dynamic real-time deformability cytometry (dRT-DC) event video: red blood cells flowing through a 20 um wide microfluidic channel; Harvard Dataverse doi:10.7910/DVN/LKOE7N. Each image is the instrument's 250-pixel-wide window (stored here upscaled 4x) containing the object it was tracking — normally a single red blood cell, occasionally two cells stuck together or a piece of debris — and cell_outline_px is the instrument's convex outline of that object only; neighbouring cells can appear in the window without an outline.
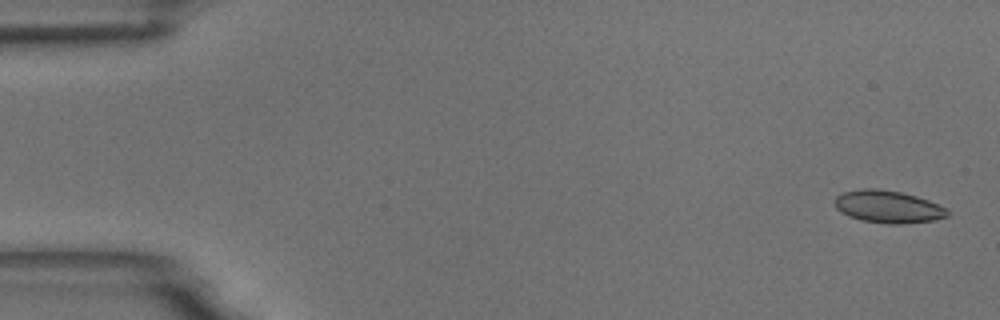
{"species": "common noctule bat (a hibernating species)", "species_latin": "Nyctalus noctula", "temperature_condition": "room temperature", "stored_images_in_passage": 4, "camera_frame_rate_fps": 3000, "um_per_image_px": 0.085, "animal": {"sex": "male", "body_mass_g": 18.8}, "frame": {"image": 1, "passage_image": 1, "time_ms": 0.0, "image_size_px": [1000, 320], "cell_outline_px": [[948, 216], [932, 220], [900, 224], [888, 224], [860, 220], [848, 216], [840, 212], [836, 208], [836, 196], [844, 192], [860, 188], [876, 188], [900, 192], [916, 196], [928, 200], [944, 208], [948, 212]], "centroid_in_image_um": [75.44, 17.57], "position_along_channel_um": 9.6, "area_um2": 21.1}}